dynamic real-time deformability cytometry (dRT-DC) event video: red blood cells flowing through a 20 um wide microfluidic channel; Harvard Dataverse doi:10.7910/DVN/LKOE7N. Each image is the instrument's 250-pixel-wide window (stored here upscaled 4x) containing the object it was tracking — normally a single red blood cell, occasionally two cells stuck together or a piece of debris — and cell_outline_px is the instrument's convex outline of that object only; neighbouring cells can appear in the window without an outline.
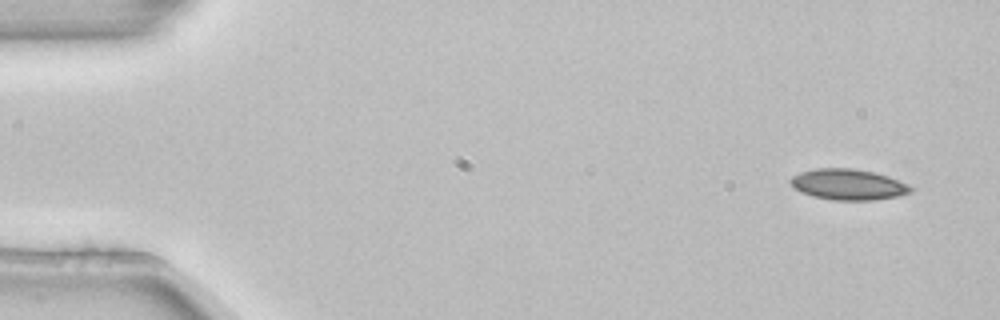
{"species": "common noctule bat (a hibernating species)", "species_latin": "Nyctalus noctula", "temperature_condition": "room temperature", "stored_images_in_passage": 4, "camera_frame_rate_fps": 3000, "um_per_image_px": 0.085, "animal": {"sex": "female", "body_mass_g": 22.7, "forearm_length_mm": 54.2}, "frame": {"image": 1, "passage_image": 1, "time_ms": 0.0, "image_size_px": [1000, 320], "cell_outline_px": [[912, 192], [896, 196], [876, 200], [832, 200], [812, 196], [800, 192], [788, 180], [792, 176], [800, 172], [816, 168], [852, 168], [872, 172], [888, 176], [908, 184], [912, 188]], "centroid_in_image_um": [72.08, 15.68], "position_along_channel_um": 12.9, "area_um2": 21.56}}
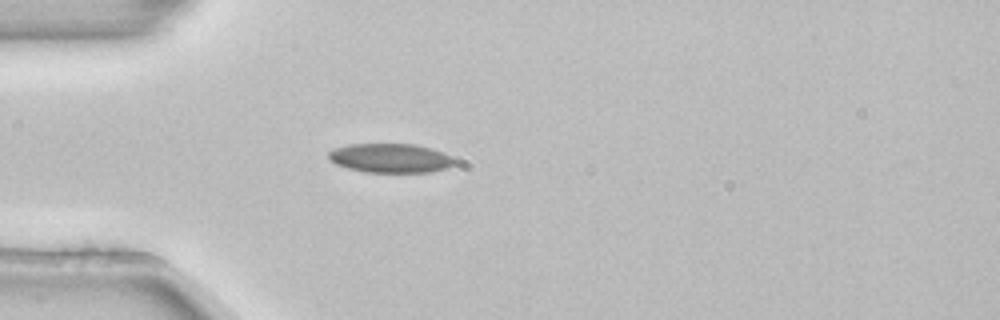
{"frame": {"image": 2, "passage_image": 4, "time_ms": 1.0, "image_size_px": [1000, 320], "cell_outline_px": [[456, 164], [448, 168], [428, 172], [364, 172], [348, 168], [336, 164], [328, 160], [328, 152], [332, 148], [348, 144], [416, 144], [432, 148], [452, 156], [456, 160]], "centroid_in_image_um": [33.18, 13.43], "position_along_channel_um": 51.8, "area_um2": 21.73}}